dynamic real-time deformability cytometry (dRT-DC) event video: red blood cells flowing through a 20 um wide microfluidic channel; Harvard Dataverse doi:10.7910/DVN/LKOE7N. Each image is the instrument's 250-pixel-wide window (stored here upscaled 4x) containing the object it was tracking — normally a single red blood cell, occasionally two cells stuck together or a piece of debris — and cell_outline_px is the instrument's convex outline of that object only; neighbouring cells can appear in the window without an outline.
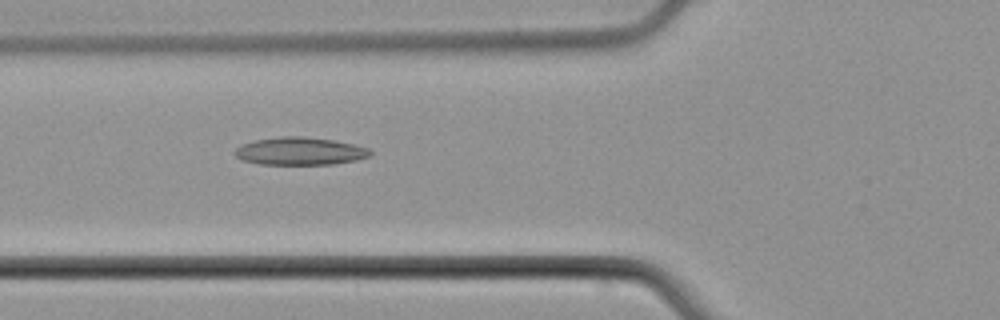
{"species": "common noctule bat (a hibernating species)", "species_latin": "Nyctalus noctula", "temperature_condition": "cold", "stored_images_in_passage": 3, "camera_frame_rate_fps": 3000, "um_per_image_px": 0.085, "animal": {"sex": "male", "body_mass_g": 21.5, "forearm_length_mm": 52.0}, "frame": {"image": 1, "passage_image": 2, "time_ms": 1.0, "image_size_px": [1000, 320], "cell_outline_px": [[372, 152], [368, 156], [356, 160], [332, 164], [260, 164], [244, 160], [236, 156], [232, 152], [240, 144], [256, 140], [280, 136], [304, 136], [336, 140], [368, 148]], "centroid_in_image_um": [25.47, 12.84], "position_along_channel_um": 100.3, "area_um2": 21.85}}
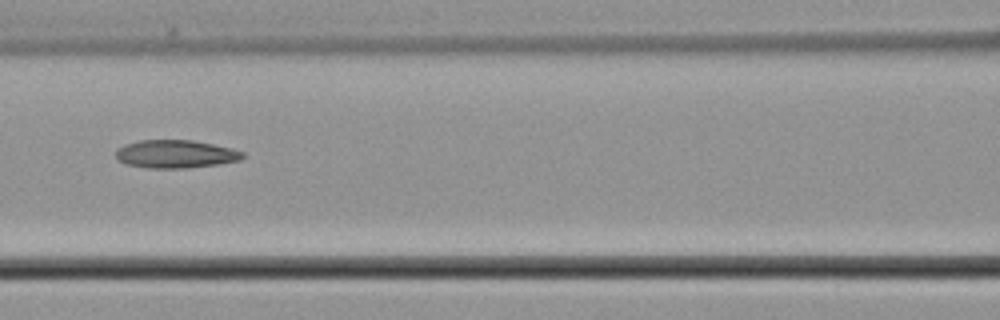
{"frame": {"image": 2, "passage_image": 3, "time_ms": 2.333, "image_size_px": [1000, 320], "cell_outline_px": [[244, 156], [240, 160], [220, 164], [188, 168], [148, 168], [124, 164], [116, 156], [116, 148], [124, 144], [140, 140], [192, 140], [232, 148], [244, 152]], "centroid_in_image_um": [14.92, 13.09], "position_along_channel_um": 151.7, "area_um2": 20.87}}